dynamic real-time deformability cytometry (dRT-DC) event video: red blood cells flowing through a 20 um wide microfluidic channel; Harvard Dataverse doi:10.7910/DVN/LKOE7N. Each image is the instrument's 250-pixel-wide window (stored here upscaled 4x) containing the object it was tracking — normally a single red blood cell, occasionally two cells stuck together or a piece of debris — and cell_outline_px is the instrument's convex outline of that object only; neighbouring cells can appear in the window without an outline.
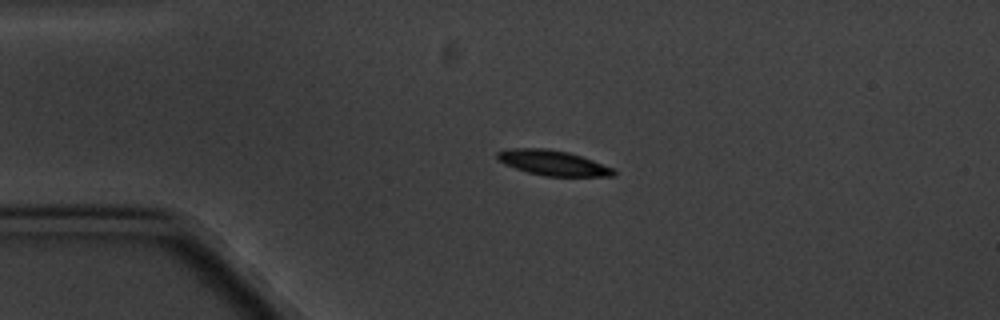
{"species": "common noctule bat (a hibernating species)", "species_latin": "Nyctalus noctula", "temperature_condition": "cold", "stored_images_in_passage": 2, "camera_frame_rate_fps": 3000, "um_per_image_px": 0.085, "animal": {"sex": "male", "body_mass_g": 20.1, "forearm_length_mm": 53.5}, "frame": {"image": 1, "passage_image": 1, "time_ms": 0.0, "image_size_px": [1000, 320], "cell_outline_px": [[616, 176], [544, 176], [528, 172], [504, 164], [496, 156], [496, 152], [512, 148], [544, 148], [568, 152], [592, 160], [612, 168], [616, 172]], "centroid_in_image_um": [46.99, 13.84], "position_along_channel_um": 38.0, "area_um2": 16.82}}